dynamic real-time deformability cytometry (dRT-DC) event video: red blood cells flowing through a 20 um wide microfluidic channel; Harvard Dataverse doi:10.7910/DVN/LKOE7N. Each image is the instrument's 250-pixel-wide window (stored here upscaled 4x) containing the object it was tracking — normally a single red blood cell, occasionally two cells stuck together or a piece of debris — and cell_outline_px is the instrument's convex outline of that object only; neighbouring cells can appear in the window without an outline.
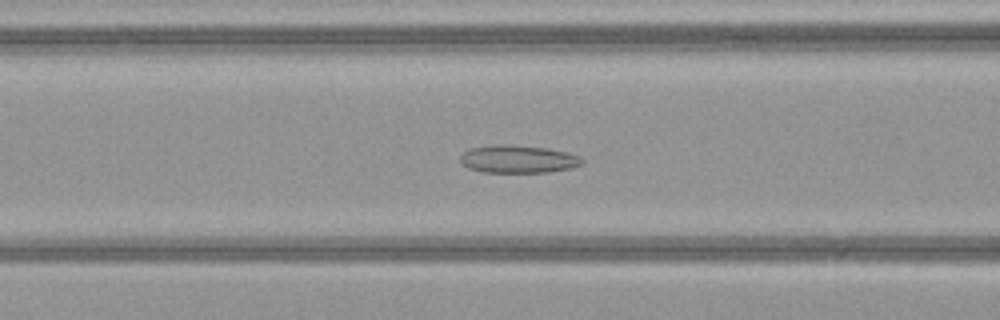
{"species": "common noctule bat (a hibernating species)", "species_latin": "Nyctalus noctula", "temperature_condition": "warm", "stored_images_in_passage": 52, "camera_frame_rate_fps": 3000, "um_per_image_px": 0.085, "animal": {"sex": "female", "body_mass_g": 21.9}, "frame": {"image": 1, "passage_image": 22, "time_ms": 7.0, "image_size_px": [1000, 320], "cell_outline_px": [[584, 164], [572, 168], [548, 172], [484, 172], [468, 168], [460, 164], [460, 156], [464, 152], [472, 148], [548, 148], [568, 152], [580, 156], [584, 160]], "centroid_in_image_um": [44.13, 13.59], "position_along_channel_um": 122.5, "area_um2": 18.67}}
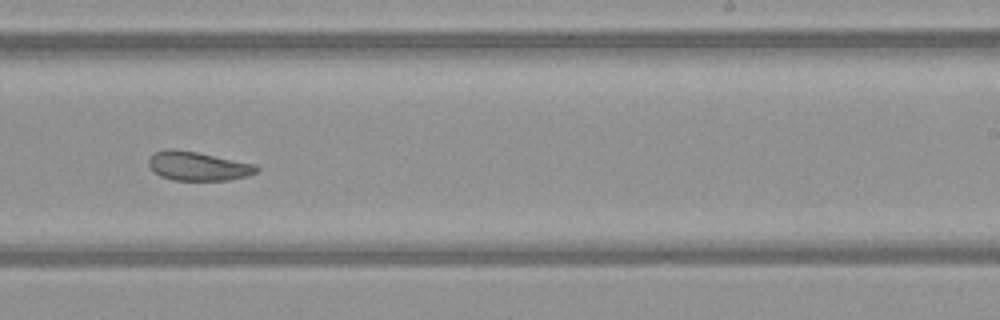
{"frame": {"image": 2, "passage_image": 33, "time_ms": 10.667, "image_size_px": [1000, 320], "cell_outline_px": [[260, 168], [256, 172], [248, 176], [228, 180], [172, 180], [160, 176], [148, 164], [148, 160], [156, 152], [164, 148], [172, 148], [196, 152], [256, 164]], "centroid_in_image_um": [16.84, 14.12], "position_along_channel_um": 272.2, "area_um2": 18.15}}
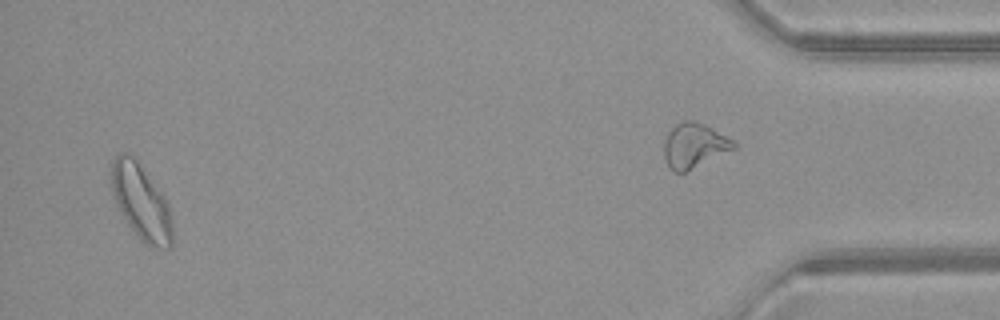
{"frame": {"image": 3, "passage_image": 50, "time_ms": 16.333, "image_size_px": [1000, 320], "cell_outline_px": [[172, 248], [160, 248], [144, 244], [140, 240], [124, 220], [112, 196], [112, 160], [120, 152], [128, 152], [136, 156], [164, 196], [168, 204], [172, 220]], "centroid_in_image_um": [11.99, 17.15], "position_along_channel_um": 423.2, "area_um2": 27.34}, "authors_computed_cell_mechanics": {"area_um2": 21.7039, "velocity_mm_per_s": 4.0832, "shape_relaxation_time_tau1_ms": null, "shape_relaxation_time_tau2_ms": 3.6038, "deformation_change_tau1": null, "deformation_change_tau2": 0.1116}}